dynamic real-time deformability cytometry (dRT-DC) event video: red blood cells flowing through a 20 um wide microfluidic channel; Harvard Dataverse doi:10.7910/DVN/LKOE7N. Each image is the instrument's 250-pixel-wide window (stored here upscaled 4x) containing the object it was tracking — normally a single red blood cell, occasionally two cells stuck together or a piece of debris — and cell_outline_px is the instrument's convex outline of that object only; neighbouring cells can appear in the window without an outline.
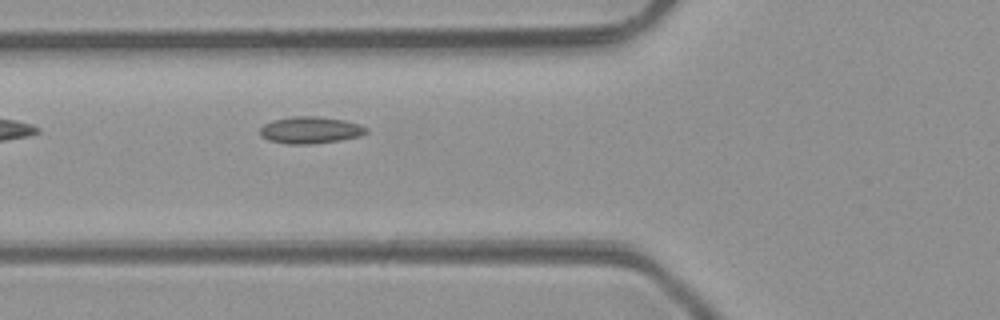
{"species": "common noctule bat (a hibernating species)", "species_latin": "Nyctalus noctula", "temperature_condition": "room temperature", "stored_images_in_passage": 5, "camera_frame_rate_fps": 3000, "um_per_image_px": 0.085, "animal": {"sex": "male", "body_mass_g": 23.1, "forearm_length_mm": 52.7}, "frame": {"image": 1, "passage_image": 5, "time_ms": 4.667, "image_size_px": [1000, 320], "cell_outline_px": [[368, 132], [360, 136], [340, 140], [308, 144], [288, 144], [268, 140], [260, 136], [260, 128], [264, 124], [272, 120], [292, 116], [320, 116], [344, 120], [360, 124], [368, 128]], "centroid_in_image_um": [26.38, 11.05], "position_along_channel_um": 99.4, "area_um2": 16.76}}